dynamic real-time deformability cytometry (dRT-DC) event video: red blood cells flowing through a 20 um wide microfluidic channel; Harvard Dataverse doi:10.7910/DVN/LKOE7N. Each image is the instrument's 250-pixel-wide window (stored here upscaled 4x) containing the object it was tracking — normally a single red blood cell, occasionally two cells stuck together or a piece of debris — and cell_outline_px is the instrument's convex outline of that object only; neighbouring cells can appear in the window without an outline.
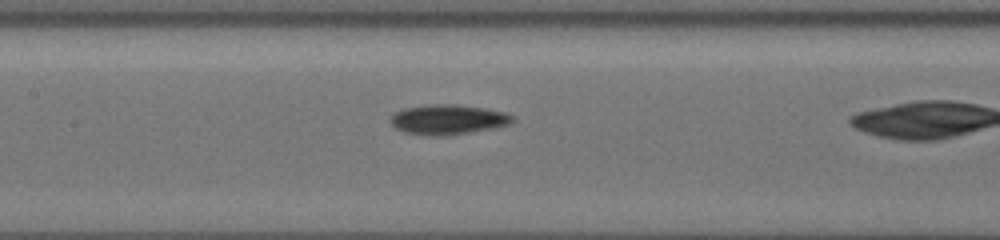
{"species": "common noctule bat (a hibernating species)", "species_latin": "Nyctalus noctula", "temperature_condition": "cold", "stored_images_in_passage": 9, "camera_frame_rate_fps": 3000, "um_per_image_px": 0.085, "animal": {"sex": "female", "body_mass_g": 19.5, "forearm_length_mm": 54.1}, "frame": {"image": 1, "passage_image": 4, "time_ms": 0.667, "image_size_px": [1000, 240], "cell_outline_px": [[512, 120], [508, 124], [468, 132], [444, 136], [428, 136], [404, 132], [396, 128], [392, 124], [392, 112], [404, 108], [428, 104], [456, 104], [484, 108], [504, 112], [512, 116]], "centroid_in_image_um": [37.99, 10.15], "position_along_channel_um": 169.4, "area_um2": 20.98}}